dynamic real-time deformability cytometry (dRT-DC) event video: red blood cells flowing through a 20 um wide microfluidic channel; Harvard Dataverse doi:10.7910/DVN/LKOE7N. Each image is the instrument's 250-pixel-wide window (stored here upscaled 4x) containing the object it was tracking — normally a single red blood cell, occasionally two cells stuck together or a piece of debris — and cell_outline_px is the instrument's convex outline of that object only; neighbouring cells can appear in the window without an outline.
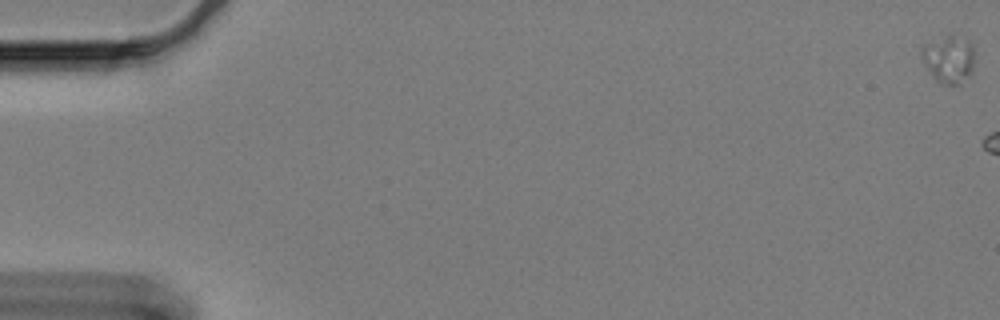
{"species": "Egyptian fruit bat (a non-hibernating species)", "species_latin": "Rousettus aegyptiacus", "temperature_condition": "cold", "stored_images_in_passage": 8, "camera_frame_rate_fps": 3000, "um_per_image_px": 0.085, "animal": {"sex": "female"}, "frame": {"image": 1, "passage_image": 1, "time_ms": 0.0, "image_size_px": [1000, 320], "cell_outline_px": [[972, 72], [960, 84], [940, 84], [932, 76], [920, 56], [920, 52], [924, 44], [948, 32], [964, 36], [972, 44]], "centroid_in_image_um": [80.62, 4.96], "position_along_channel_um": 4.4, "area_um2": 15.03}}